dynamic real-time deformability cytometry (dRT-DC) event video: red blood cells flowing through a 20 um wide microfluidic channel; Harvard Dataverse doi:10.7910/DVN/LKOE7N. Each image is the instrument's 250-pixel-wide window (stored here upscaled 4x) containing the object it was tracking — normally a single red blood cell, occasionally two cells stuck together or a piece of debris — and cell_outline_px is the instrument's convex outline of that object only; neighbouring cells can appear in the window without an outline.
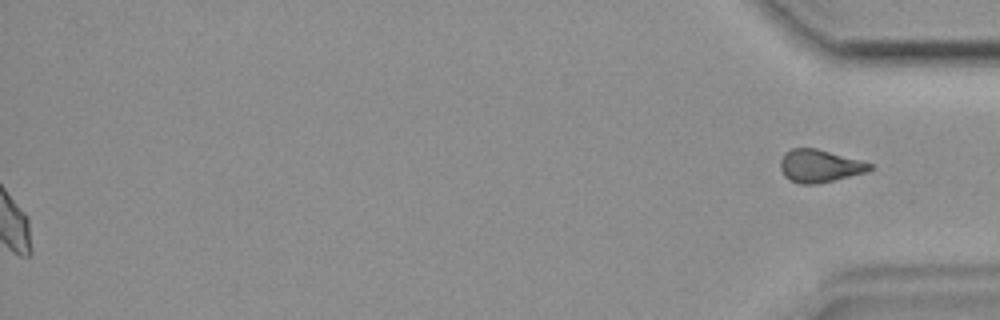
{"species": "common noctule bat (a hibernating species)", "species_latin": "Nyctalus noctula", "temperature_condition": "room temperature", "stored_images_in_passage": 47, "camera_frame_rate_fps": 3000, "um_per_image_px": 0.085, "animal": {"sex": "female", "body_mass_g": 19.9}, "frame": {"image": 1, "passage_image": 47, "time_ms": 15.333, "image_size_px": [1000, 320], "cell_outline_px": [[872, 168], [864, 172], [816, 184], [800, 184], [788, 180], [784, 176], [780, 168], [780, 160], [784, 152], [792, 148], [816, 148], [860, 160], [872, 164]], "centroid_in_image_um": [69.59, 14.1], "position_along_channel_um": 365.6, "area_um2": 16.88}}